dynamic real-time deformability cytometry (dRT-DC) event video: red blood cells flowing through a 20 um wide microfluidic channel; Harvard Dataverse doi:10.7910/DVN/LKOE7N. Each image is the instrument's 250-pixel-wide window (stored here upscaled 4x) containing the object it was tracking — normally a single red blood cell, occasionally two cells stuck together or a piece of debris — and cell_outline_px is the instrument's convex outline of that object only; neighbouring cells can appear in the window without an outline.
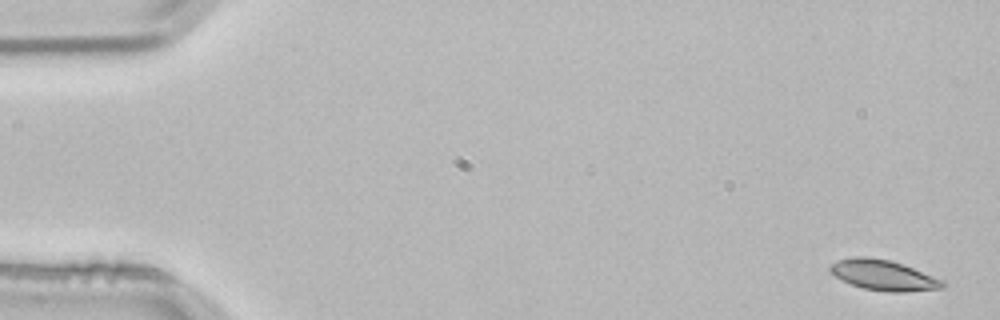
{"species": "common noctule bat (a hibernating species)", "species_latin": "Nyctalus noctula", "temperature_condition": "room temperature", "stored_images_in_passage": 4, "camera_frame_rate_fps": 3000, "um_per_image_px": 0.085, "animal": {"sex": "male", "body_mass_g": 21.5, "forearm_length_mm": 52.0}, "frame": {"image": 1, "passage_image": 1, "time_ms": 0.0, "image_size_px": [1000, 320], "cell_outline_px": [[944, 288], [904, 292], [888, 292], [864, 288], [852, 284], [836, 276], [828, 268], [832, 264], [840, 260], [856, 256], [868, 256], [888, 260], [912, 268], [944, 280]], "centroid_in_image_um": [75.12, 23.39], "position_along_channel_um": 9.9, "area_um2": 19.48}}
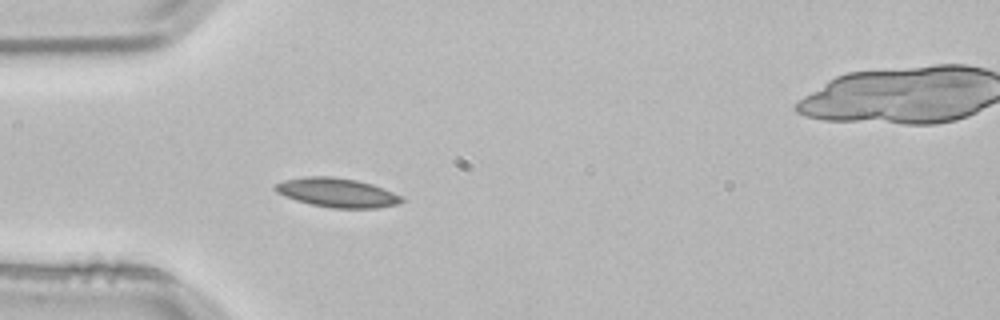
{"frame": {"image": 2, "passage_image": 3, "time_ms": 0.667, "image_size_px": [1000, 320], "cell_outline_px": [[404, 200], [396, 204], [380, 208], [332, 208], [312, 204], [296, 200], [284, 196], [276, 192], [272, 188], [276, 184], [284, 180], [308, 176], [332, 176], [356, 180], [372, 184], [384, 188], [404, 196]], "centroid_in_image_um": [28.67, 16.37], "position_along_channel_um": 56.3, "area_um2": 21.56}}